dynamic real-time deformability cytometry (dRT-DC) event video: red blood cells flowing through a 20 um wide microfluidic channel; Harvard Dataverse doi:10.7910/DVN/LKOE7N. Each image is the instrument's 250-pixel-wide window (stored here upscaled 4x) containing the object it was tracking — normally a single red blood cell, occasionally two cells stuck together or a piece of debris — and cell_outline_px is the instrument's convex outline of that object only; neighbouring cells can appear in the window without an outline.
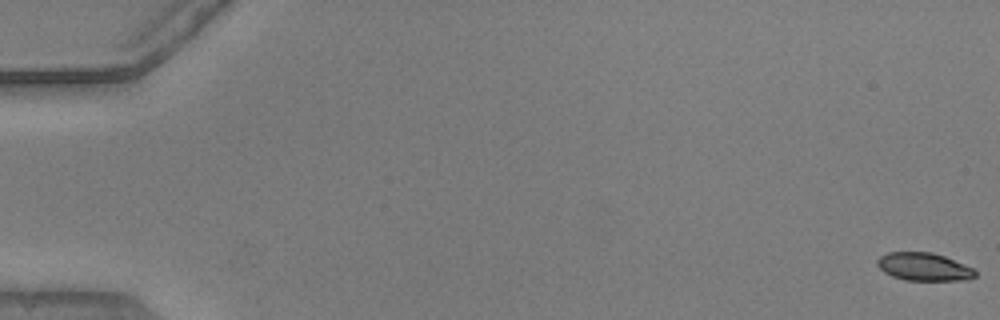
{"species": "common noctule bat (a hibernating species)", "species_latin": "Nyctalus noctula", "temperature_condition": "warm", "stored_images_in_passage": 12, "camera_frame_rate_fps": 3000, "um_per_image_px": 0.085, "animal": {"sex": "male", "body_mass_g": 20.5, "forearm_length_mm": 52.5}, "frame": {"image": 1, "passage_image": 1, "time_ms": 0.0, "image_size_px": [1000, 320], "cell_outline_px": [[976, 276], [968, 280], [904, 280], [892, 276], [884, 272], [876, 264], [876, 260], [880, 256], [888, 252], [932, 252], [944, 256], [972, 268], [976, 272]], "centroid_in_image_um": [78.5, 22.68], "position_along_channel_um": 6.5, "area_um2": 15.9}}